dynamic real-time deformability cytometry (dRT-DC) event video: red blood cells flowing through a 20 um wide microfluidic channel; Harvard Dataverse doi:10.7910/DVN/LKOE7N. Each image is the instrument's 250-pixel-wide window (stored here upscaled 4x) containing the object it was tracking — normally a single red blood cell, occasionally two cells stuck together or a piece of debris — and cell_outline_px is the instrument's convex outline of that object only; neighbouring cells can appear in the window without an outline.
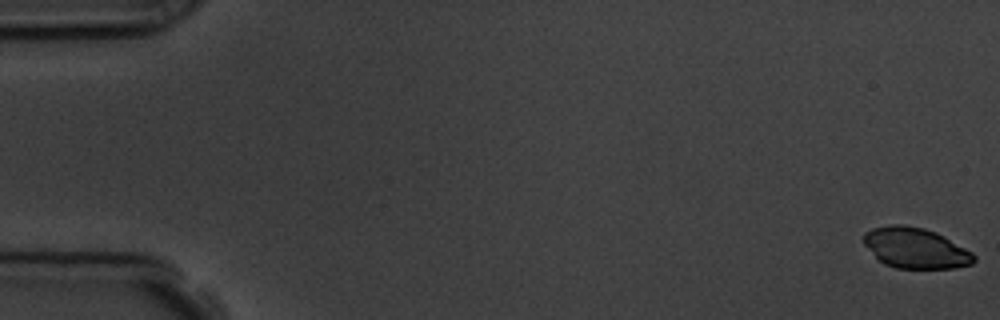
{"species": "common noctule bat (a hibernating species)", "species_latin": "Nyctalus noctula", "temperature_condition": "room temperature", "stored_images_in_passage": 12, "camera_frame_rate_fps": 3000, "um_per_image_px": 0.085, "animal": {"sex": "male", "body_mass_g": 19.5, "forearm_length_mm": 54.6}, "frame": {"image": 1, "passage_image": 1, "time_ms": 0.0, "image_size_px": [1000, 320], "cell_outline_px": [[976, 260], [972, 264], [956, 268], [896, 268], [884, 264], [864, 244], [864, 232], [872, 228], [888, 224], [904, 224], [924, 228], [936, 232], [944, 236], [972, 252], [976, 256]], "centroid_in_image_um": [77.83, 21.07], "position_along_channel_um": 7.2, "area_um2": 26.13}}
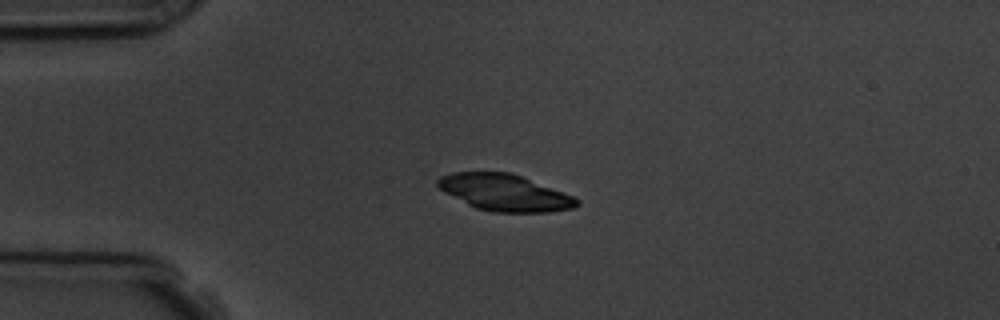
{"frame": {"image": 2, "passage_image": 5, "time_ms": 4.333, "image_size_px": [1000, 320], "cell_outline_px": [[580, 204], [572, 208], [548, 212], [492, 212], [476, 208], [444, 192], [436, 184], [436, 180], [440, 176], [452, 172], [512, 172], [572, 196], [580, 200]], "centroid_in_image_um": [42.87, 16.36], "position_along_channel_um": 42.1, "area_um2": 29.48}}